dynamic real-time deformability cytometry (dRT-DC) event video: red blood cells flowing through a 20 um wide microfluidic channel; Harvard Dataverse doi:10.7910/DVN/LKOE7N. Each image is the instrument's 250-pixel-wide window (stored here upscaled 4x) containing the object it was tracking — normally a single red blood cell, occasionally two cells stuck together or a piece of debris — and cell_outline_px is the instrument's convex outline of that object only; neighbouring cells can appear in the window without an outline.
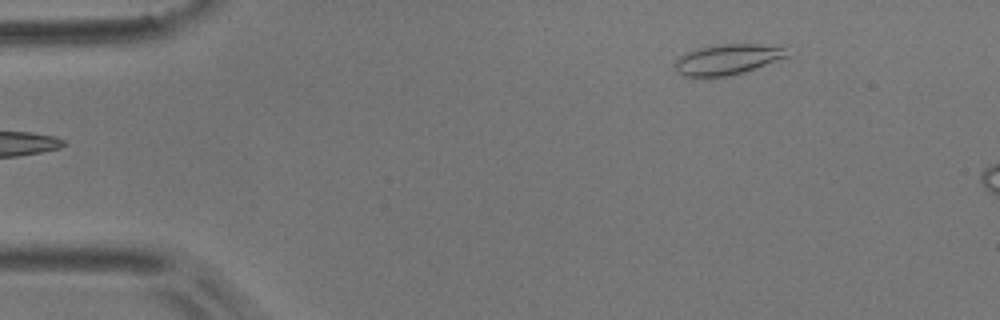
{"species": "common noctule bat (a hibernating species)", "species_latin": "Nyctalus noctula", "temperature_condition": "room temperature", "stored_images_in_passage": 6, "camera_frame_rate_fps": 3000, "um_per_image_px": 0.085, "animal": {"sex": "male", "body_mass_g": 17.9}, "frame": {"image": 1, "passage_image": 6, "time_ms": 1.667, "image_size_px": [1000, 320], "cell_outline_px": [[792, 56], [744, 72], [728, 76], [680, 76], [676, 72], [676, 60], [684, 52], [696, 48], [716, 44], [760, 44], [784, 48]], "centroid_in_image_um": [61.83, 5.04], "position_along_channel_um": 23.2, "area_um2": 20.06}}